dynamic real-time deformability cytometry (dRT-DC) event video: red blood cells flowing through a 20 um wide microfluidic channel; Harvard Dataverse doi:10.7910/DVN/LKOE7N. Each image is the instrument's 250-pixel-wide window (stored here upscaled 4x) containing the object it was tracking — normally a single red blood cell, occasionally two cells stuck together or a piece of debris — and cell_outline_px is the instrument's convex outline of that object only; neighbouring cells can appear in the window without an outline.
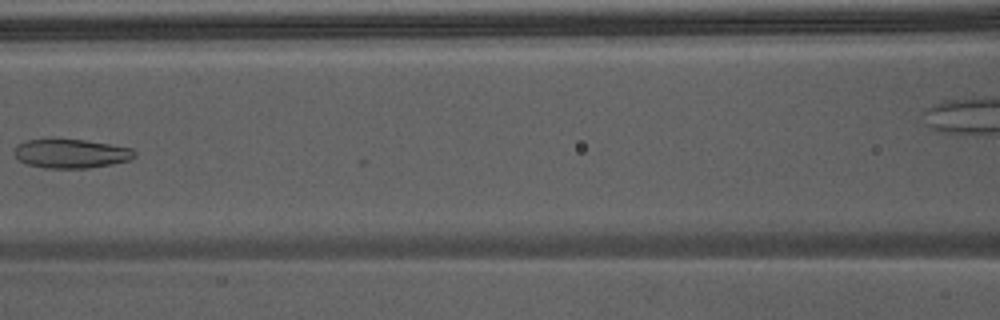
{"species": "Egyptian fruit bat (a non-hibernating species)", "species_latin": "Rousettus aegyptiacus", "temperature_condition": "warm", "stored_images_in_passage": 11, "camera_frame_rate_fps": 3000, "um_per_image_px": 0.085, "animal": {"sex": "male"}, "frame": {"image": 1, "passage_image": 8, "time_ms": 2.333, "image_size_px": [1000, 320], "cell_outline_px": [[136, 156], [128, 160], [112, 164], [88, 168], [44, 168], [28, 164], [20, 160], [16, 156], [16, 144], [24, 140], [84, 140], [132, 148], [136, 152]], "centroid_in_image_um": [6.06, 13.06], "position_along_channel_um": 160.5, "area_um2": 20.0}}